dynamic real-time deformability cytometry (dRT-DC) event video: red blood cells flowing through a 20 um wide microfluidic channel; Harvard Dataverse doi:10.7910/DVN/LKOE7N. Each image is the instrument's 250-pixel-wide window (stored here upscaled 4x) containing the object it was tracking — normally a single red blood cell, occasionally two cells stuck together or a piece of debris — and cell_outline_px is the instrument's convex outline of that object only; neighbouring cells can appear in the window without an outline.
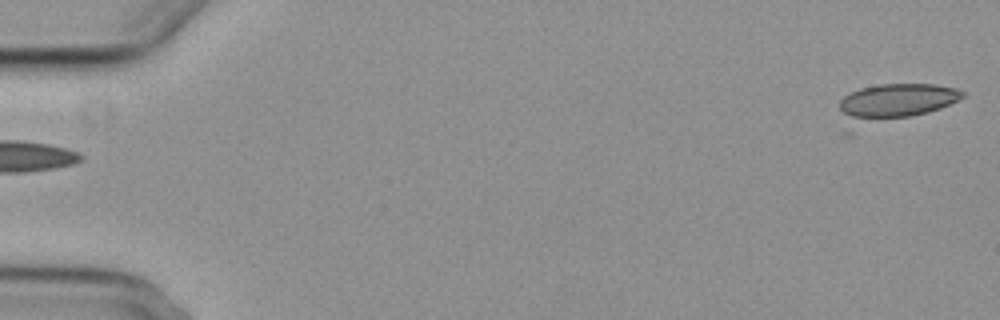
{"species": "common noctule bat (a hibernating species)", "species_latin": "Nyctalus noctula", "temperature_condition": "cold", "stored_images_in_passage": 6, "segment_of_instrument_passage": [2, 2], "camera_frame_rate_fps": 3000, "um_per_image_px": 0.085, "animal": {"sex": "female", "body_mass_g": 29.2, "forearm_length_mm": 56.3}, "frame": {"image": 1, "passage_image": 6, "time_ms": 6.0, "image_size_px": [1000, 320], "cell_outline_px": [[964, 96], [940, 108], [928, 112], [852, 136], [844, 136], [840, 108], [840, 100], [844, 96], [860, 88], [880, 84], [936, 84], [956, 88], [964, 92]], "centroid_in_image_um": [75.79, 8.89], "position_along_channel_um": 9.2, "area_um2": 29.19}}